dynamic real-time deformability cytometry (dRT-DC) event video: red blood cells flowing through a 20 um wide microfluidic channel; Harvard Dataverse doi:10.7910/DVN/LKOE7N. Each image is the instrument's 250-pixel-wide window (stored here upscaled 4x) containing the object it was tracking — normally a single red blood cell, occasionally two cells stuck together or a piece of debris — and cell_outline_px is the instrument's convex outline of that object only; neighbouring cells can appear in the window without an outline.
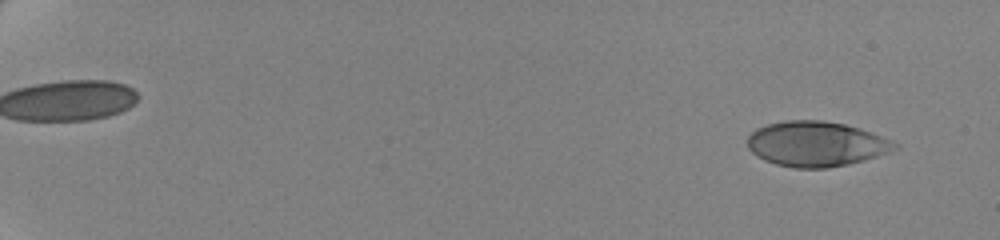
{"species": "human", "species_latin": "Homo sapiens", "temperature_condition": "cold", "stored_images_in_passage": 60, "camera_frame_rate_fps": 3000, "um_per_image_px": 0.085, "donor": {"sex": "female"}, "frame": {"image": 1, "passage_image": 4, "time_ms": 1.0, "image_size_px": [1000, 240], "cell_outline_px": [[900, 148], [864, 160], [848, 164], [828, 168], [796, 168], [776, 164], [764, 160], [756, 156], [748, 148], [748, 136], [756, 128], [768, 124], [784, 120], [824, 120], [844, 124], [860, 128], [872, 132], [896, 144]], "centroid_in_image_um": [69.34, 12.23], "position_along_channel_um": 15.7, "area_um2": 38.61}}
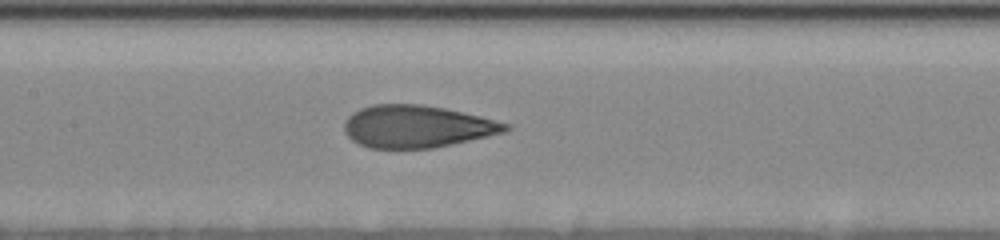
{"frame": {"image": 2, "passage_image": 33, "time_ms": 10.667, "image_size_px": [1000, 240], "cell_outline_px": [[512, 128], [504, 132], [432, 148], [368, 148], [352, 140], [344, 132], [344, 124], [348, 116], [352, 112], [360, 108], [372, 104], [420, 104], [444, 108], [480, 116], [512, 124]], "centroid_in_image_um": [35.41, 10.74], "position_along_channel_um": 172.0, "area_um2": 39.65}}
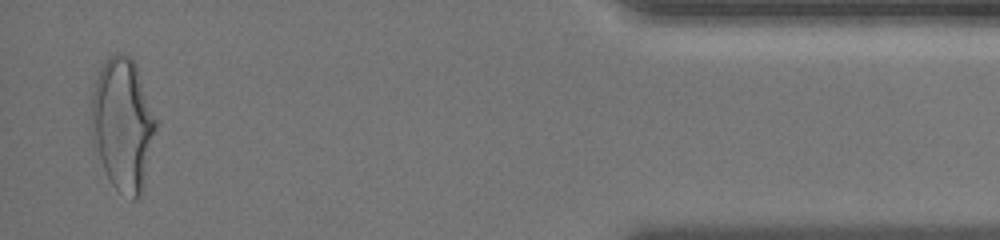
{"frame": {"image": 3, "passage_image": 59, "time_ms": 19.333, "image_size_px": [1000, 240], "cell_outline_px": [[156, 128], [144, 184], [140, 196], [136, 200], [132, 200], [116, 188], [112, 184], [92, 144], [92, 92], [96, 80], [104, 64], [112, 56], [128, 56], [136, 64], [156, 120]], "centroid_in_image_um": [10.44, 10.63], "position_along_channel_um": 424.8, "area_um2": 48.67}, "authors_computed_cell_mechanics": {"area_um2": 39.7953, "velocity_mm_per_s": 3.5006, "shape_relaxation_time_tau1_ms": 5.3279, "shape_relaxation_time_tau2_ms": 0.8984, "deformation_change_tau1": 0.1835, "deformation_change_tau2": 0.0879}}